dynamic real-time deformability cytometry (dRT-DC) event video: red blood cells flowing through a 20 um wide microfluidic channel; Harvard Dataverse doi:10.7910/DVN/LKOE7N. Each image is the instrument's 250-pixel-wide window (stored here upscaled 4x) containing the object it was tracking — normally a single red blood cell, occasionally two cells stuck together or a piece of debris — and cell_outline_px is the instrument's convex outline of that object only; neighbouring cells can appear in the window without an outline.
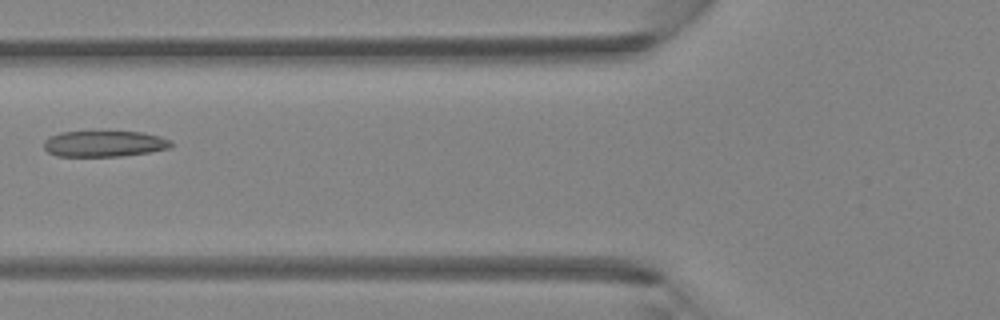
{"species": "Egyptian fruit bat (a non-hibernating species)", "species_latin": "Rousettus aegyptiacus", "temperature_condition": "room temperature", "stored_images_in_passage": 5, "camera_frame_rate_fps": 3000, "um_per_image_px": 0.085, "animal": {"sex": "female"}, "frame": {"image": 1, "passage_image": 5, "time_ms": 1.333, "image_size_px": [1000, 320], "cell_outline_px": [[172, 148], [152, 152], [124, 156], [56, 156], [48, 152], [44, 148], [44, 140], [48, 136], [60, 132], [140, 132], [160, 136], [172, 140]], "centroid_in_image_um": [8.89, 12.22], "position_along_channel_um": 116.9, "area_um2": 19.48}}